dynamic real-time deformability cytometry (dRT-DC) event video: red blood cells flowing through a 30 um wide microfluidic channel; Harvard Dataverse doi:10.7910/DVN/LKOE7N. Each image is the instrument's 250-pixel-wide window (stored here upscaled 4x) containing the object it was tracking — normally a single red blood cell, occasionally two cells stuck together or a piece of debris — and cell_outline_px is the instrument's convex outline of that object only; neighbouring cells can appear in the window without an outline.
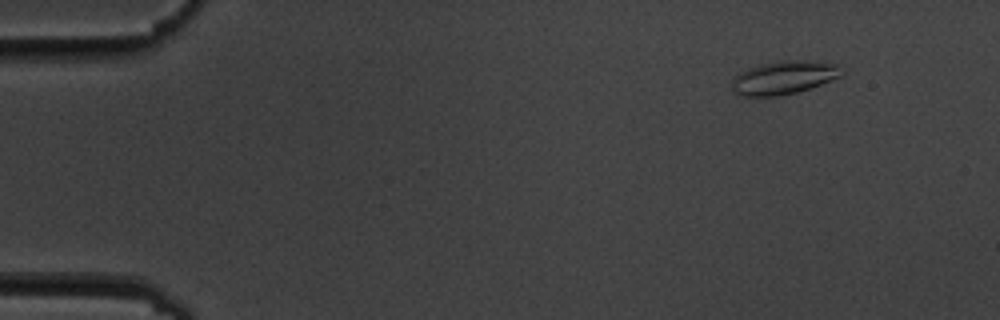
{"species": "common noctule bat (a hibernating species)", "species_latin": "Nyctalus noctula", "temperature_condition": "cold", "stored_images_in_passage": 15, "camera_frame_rate_fps": 3000, "um_per_image_px": 0.085, "animal": {"sex": "male", "body_mass_g": 19.5, "forearm_length_mm": 54.6}, "frame": {"image": 1, "passage_image": 2, "time_ms": 1.333, "image_size_px": [1000, 320], "cell_outline_px": [[844, 72], [840, 76], [820, 84], [796, 92], [780, 96], [744, 96], [736, 92], [732, 88], [732, 80], [740, 72], [748, 68], [760, 64], [780, 60], [804, 60], [836, 64]], "centroid_in_image_um": [66.6, 6.58], "position_along_channel_um": 18.4, "area_um2": 21.04}}
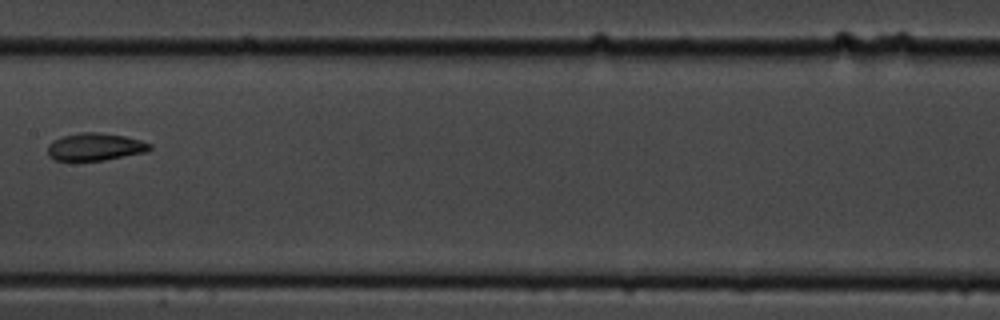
{"frame": {"image": 2, "passage_image": 8, "time_ms": 9.333, "image_size_px": [1000, 320], "cell_outline_px": [[152, 148], [148, 152], [104, 160], [56, 160], [48, 156], [48, 144], [52, 140], [64, 136], [80, 132], [96, 132], [124, 136], [140, 140], [152, 144]], "centroid_in_image_um": [8.1, 12.48], "position_along_channel_um": 199.3, "area_um2": 16.36}}
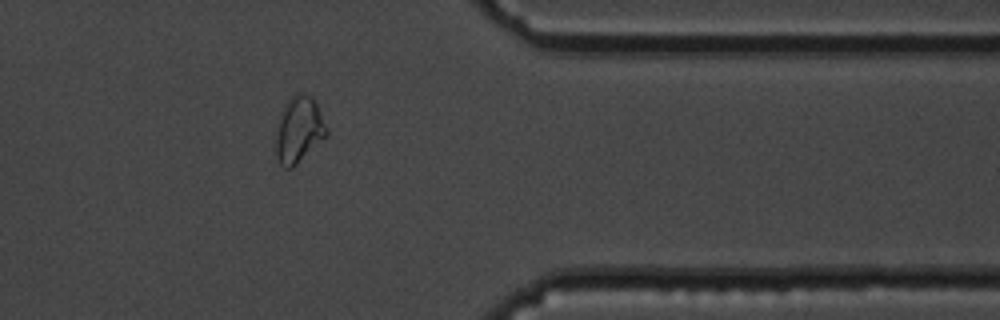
{"frame": {"image": 3, "passage_image": 13, "time_ms": 15.0, "image_size_px": [1000, 320], "cell_outline_px": [[328, 136], [292, 168], [284, 168], [280, 164], [276, 156], [276, 136], [280, 112], [284, 104], [296, 92], [312, 96], [328, 128]], "centroid_in_image_um": [25.41, 11.03], "position_along_channel_um": 386.0, "area_um2": 19.65}, "authors_computed_cell_mechanics": {"area_um2": 17.2244, "velocity_mm_per_s": 3.5107, "shape_relaxation_time_tau1_ms": 5.4338, "shape_relaxation_time_tau2_ms": 2.8609, "deformation_change_tau1": 0.1454, "deformation_change_tau2": 0.0599}}